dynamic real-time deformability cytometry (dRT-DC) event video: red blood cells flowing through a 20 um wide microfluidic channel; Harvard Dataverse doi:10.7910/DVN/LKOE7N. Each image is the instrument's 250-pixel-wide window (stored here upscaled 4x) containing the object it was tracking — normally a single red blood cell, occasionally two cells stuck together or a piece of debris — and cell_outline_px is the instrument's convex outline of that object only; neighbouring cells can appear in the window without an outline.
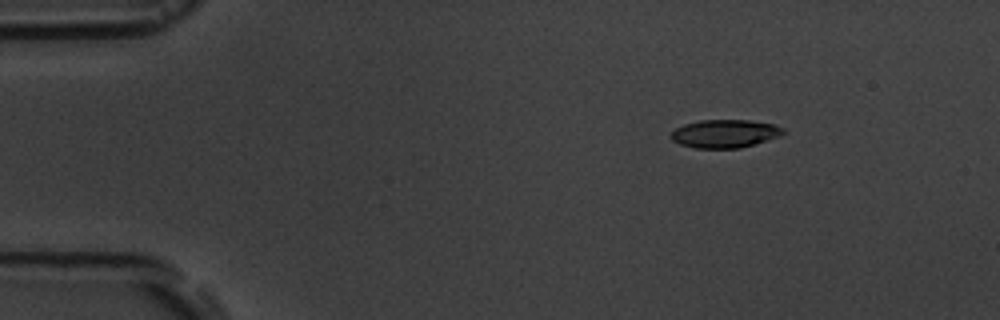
{"species": "common noctule bat (a hibernating species)", "species_latin": "Nyctalus noctula", "temperature_condition": "room temperature", "stored_images_in_passage": 3, "camera_frame_rate_fps": 3000, "um_per_image_px": 0.085, "animal": {"sex": "male", "body_mass_g": 19.5, "forearm_length_mm": 54.6}, "frame": {"image": 1, "passage_image": 1, "time_ms": 0.0, "image_size_px": [1000, 320], "cell_outline_px": [[784, 132], [780, 136], [740, 148], [692, 148], [680, 144], [672, 140], [672, 132], [676, 128], [684, 124], [700, 120], [748, 120], [776, 124], [784, 128]], "centroid_in_image_um": [61.62, 11.35], "position_along_channel_um": 23.4, "area_um2": 18.38}}
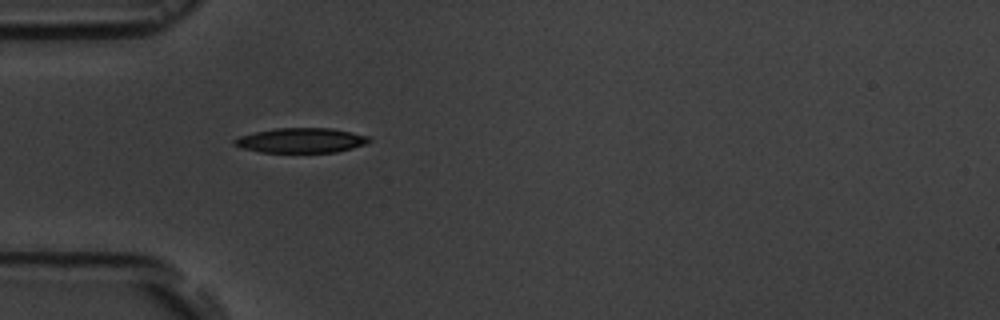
{"frame": {"image": 2, "passage_image": 3, "time_ms": 3.0, "image_size_px": [1000, 320], "cell_outline_px": [[372, 140], [368, 144], [336, 152], [260, 152], [240, 148], [232, 144], [232, 140], [240, 136], [256, 132], [276, 128], [332, 128], [368, 136]], "centroid_in_image_um": [25.58, 11.94], "position_along_channel_um": 59.4, "area_um2": 19.54}}